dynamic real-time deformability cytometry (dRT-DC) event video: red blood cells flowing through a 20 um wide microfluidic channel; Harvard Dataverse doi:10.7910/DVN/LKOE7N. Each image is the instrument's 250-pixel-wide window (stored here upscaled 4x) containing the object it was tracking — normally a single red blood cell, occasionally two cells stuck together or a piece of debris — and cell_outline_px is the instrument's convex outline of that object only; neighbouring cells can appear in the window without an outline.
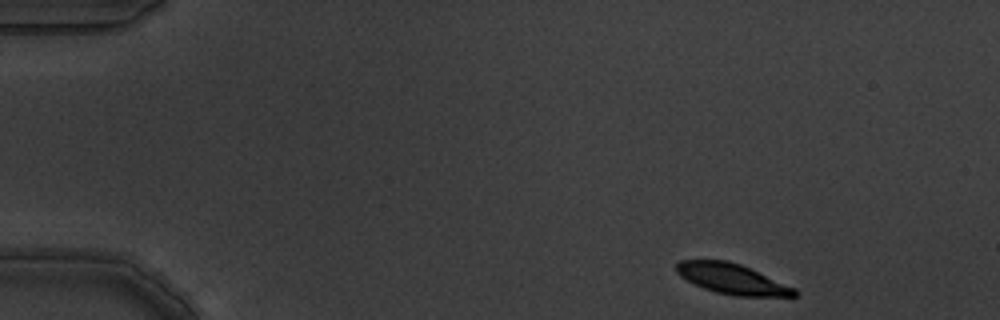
{"species": "common noctule bat (a hibernating species)", "species_latin": "Nyctalus noctula", "temperature_condition": "warm", "stored_images_in_passage": 13, "camera_frame_rate_fps": 3000, "um_per_image_px": 0.085, "animal": {"sex": "male", "body_mass_g": 19.5, "forearm_length_mm": 54.6}, "frame": {"image": 1, "passage_image": 1, "time_ms": 0.0, "image_size_px": [1000, 320], "cell_outline_px": [[796, 296], [736, 296], [716, 292], [704, 288], [680, 276], [676, 272], [676, 264], [680, 260], [728, 260], [740, 264], [796, 288]], "centroid_in_image_um": [62.22, 23.7], "position_along_channel_um": 22.8, "area_um2": 20.63}}
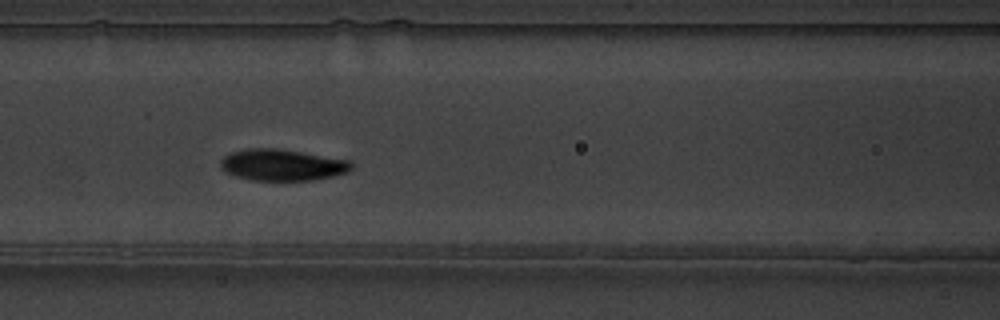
{"frame": {"image": 2, "passage_image": 5, "time_ms": 1.333, "image_size_px": [1000, 320], "cell_outline_px": [[352, 168], [348, 172], [332, 176], [312, 180], [252, 180], [236, 176], [224, 172], [220, 168], [220, 160], [224, 156], [232, 152], [248, 148], [276, 148], [352, 160]], "centroid_in_image_um": [23.98, 14.01], "position_along_channel_um": 142.6, "area_um2": 24.04}}
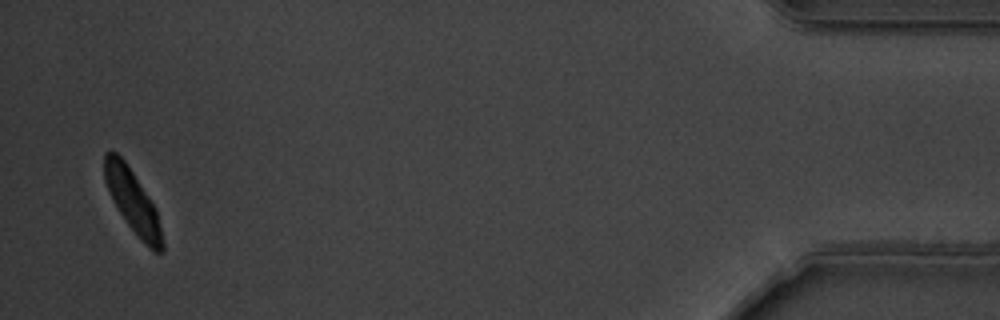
{"frame": {"image": 3, "passage_image": 13, "time_ms": 4.0, "image_size_px": [1000, 320], "cell_outline_px": [[164, 252], [156, 252], [128, 224], [120, 212], [104, 180], [104, 152], [116, 152], [124, 160], [156, 208], [164, 244]], "centroid_in_image_um": [11.28, 17.07], "position_along_channel_um": 423.9, "area_um2": 20.17}}